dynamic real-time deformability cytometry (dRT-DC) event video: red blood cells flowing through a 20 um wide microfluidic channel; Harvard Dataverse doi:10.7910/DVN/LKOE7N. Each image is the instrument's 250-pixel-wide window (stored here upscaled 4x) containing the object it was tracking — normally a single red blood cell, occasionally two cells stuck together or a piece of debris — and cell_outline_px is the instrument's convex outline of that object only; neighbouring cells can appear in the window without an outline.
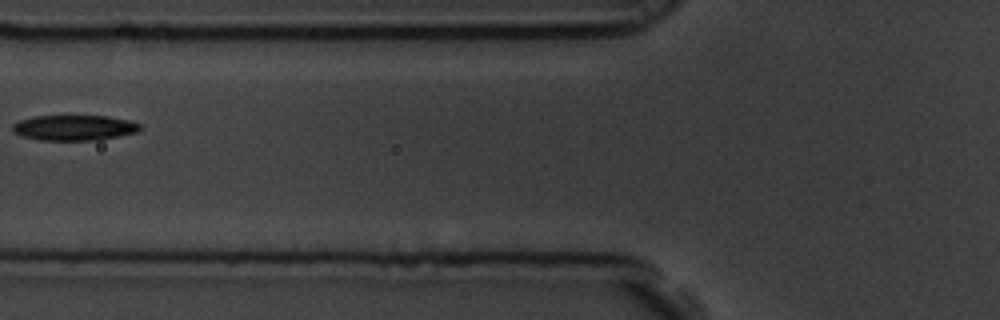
{"species": "common noctule bat (a hibernating species)", "species_latin": "Nyctalus noctula", "temperature_condition": "room temperature", "stored_images_in_passage": 10, "camera_frame_rate_fps": 3000, "um_per_image_px": 0.085, "animal": {"sex": "male", "body_mass_g": 19.5, "forearm_length_mm": 54.6}, "frame": {"image": 1, "passage_image": 7, "time_ms": 2.0, "image_size_px": [1000, 320], "cell_outline_px": [[140, 128], [136, 132], [100, 140], [40, 140], [20, 136], [12, 132], [12, 124], [20, 120], [36, 116], [108, 116], [132, 120], [140, 124]], "centroid_in_image_um": [6.29, 10.86], "position_along_channel_um": 119.5, "area_um2": 18.96}}